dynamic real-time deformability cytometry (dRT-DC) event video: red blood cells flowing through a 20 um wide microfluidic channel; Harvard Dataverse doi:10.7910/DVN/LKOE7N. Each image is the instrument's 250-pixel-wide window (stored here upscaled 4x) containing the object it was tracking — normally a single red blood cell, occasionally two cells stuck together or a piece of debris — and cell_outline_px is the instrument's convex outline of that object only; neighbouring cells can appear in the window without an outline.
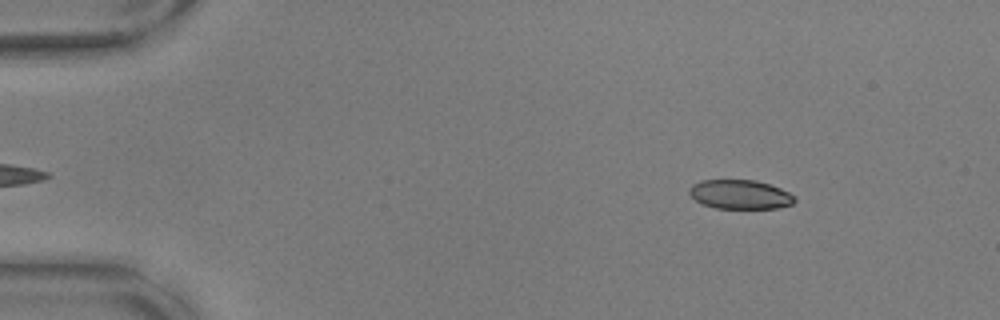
{"species": "common noctule bat (a hibernating species)", "species_latin": "Nyctalus noctula", "temperature_condition": "warm", "stored_images_in_passage": 12, "camera_frame_rate_fps": 3000, "um_per_image_px": 0.085, "animal": {"sex": "male", "body_mass_g": 17.9, "forearm_length_mm": 54.2}, "frame": {"image": 1, "passage_image": 4, "time_ms": 1.0, "image_size_px": [1000, 320], "cell_outline_px": [[796, 200], [792, 204], [776, 208], [716, 208], [700, 204], [688, 192], [688, 188], [692, 184], [700, 180], [756, 180], [780, 188], [796, 196]], "centroid_in_image_um": [62.88, 16.52], "position_along_channel_um": 22.1, "area_um2": 17.98}}